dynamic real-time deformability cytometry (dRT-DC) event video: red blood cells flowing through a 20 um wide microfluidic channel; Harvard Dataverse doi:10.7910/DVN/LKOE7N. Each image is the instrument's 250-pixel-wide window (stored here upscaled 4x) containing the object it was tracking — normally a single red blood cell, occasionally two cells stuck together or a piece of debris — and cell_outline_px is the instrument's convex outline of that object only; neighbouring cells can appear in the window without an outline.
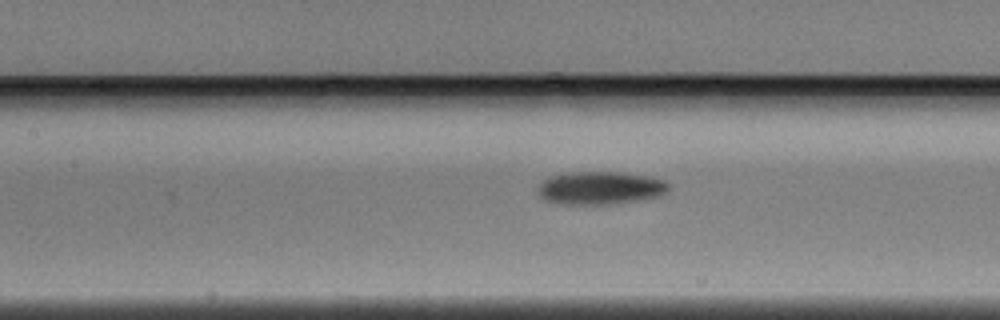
{"species": "Egyptian fruit bat (a non-hibernating species)", "species_latin": "Rousettus aegyptiacus", "temperature_condition": "warm", "stored_images_in_passage": 5, "camera_frame_rate_fps": 3000, "um_per_image_px": 0.085, "animal": {"sex": "male"}, "frame": {"image": 1, "passage_image": 5, "time_ms": 1.333, "image_size_px": [1000, 320], "cell_outline_px": [[668, 188], [664, 192], [656, 196], [636, 200], [608, 204], [560, 204], [544, 200], [536, 192], [540, 184], [544, 180], [552, 176], [576, 172], [616, 172], [644, 176], [664, 180], [668, 184]], "centroid_in_image_um": [50.95, 15.98], "position_along_channel_um": 156.5, "area_um2": 24.57}}